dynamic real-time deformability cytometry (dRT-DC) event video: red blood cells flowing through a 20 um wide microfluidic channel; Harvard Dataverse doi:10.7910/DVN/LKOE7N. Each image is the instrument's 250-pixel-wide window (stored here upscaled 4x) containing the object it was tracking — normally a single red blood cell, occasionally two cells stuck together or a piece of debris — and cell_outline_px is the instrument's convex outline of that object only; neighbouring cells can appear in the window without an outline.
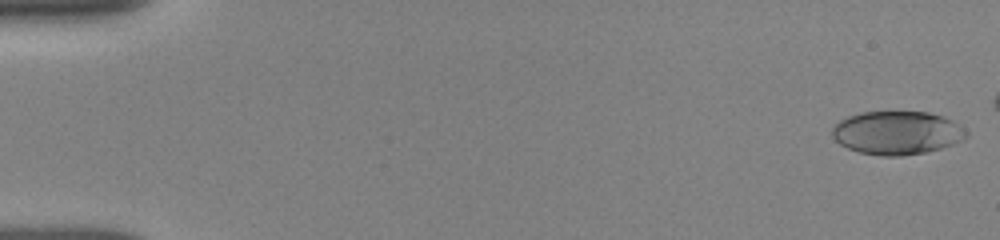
{"species": "human", "species_latin": "Homo sapiens", "temperature_condition": "room temperature", "stored_images_in_passage": 34, "camera_frame_rate_fps": 3000, "um_per_image_px": 0.085, "donor": {"sex": "female"}, "frame": {"image": 1, "passage_image": 1, "time_ms": 0.0, "image_size_px": [1000, 240], "cell_outline_px": [[968, 136], [952, 144], [940, 148], [924, 152], [900, 156], [880, 156], [860, 152], [848, 148], [840, 144], [832, 136], [832, 128], [840, 120], [848, 116], [860, 112], [928, 112], [944, 116], [952, 120], [968, 132]], "centroid_in_image_um": [76.23, 11.28], "position_along_channel_um": 8.8, "area_um2": 33.76}}